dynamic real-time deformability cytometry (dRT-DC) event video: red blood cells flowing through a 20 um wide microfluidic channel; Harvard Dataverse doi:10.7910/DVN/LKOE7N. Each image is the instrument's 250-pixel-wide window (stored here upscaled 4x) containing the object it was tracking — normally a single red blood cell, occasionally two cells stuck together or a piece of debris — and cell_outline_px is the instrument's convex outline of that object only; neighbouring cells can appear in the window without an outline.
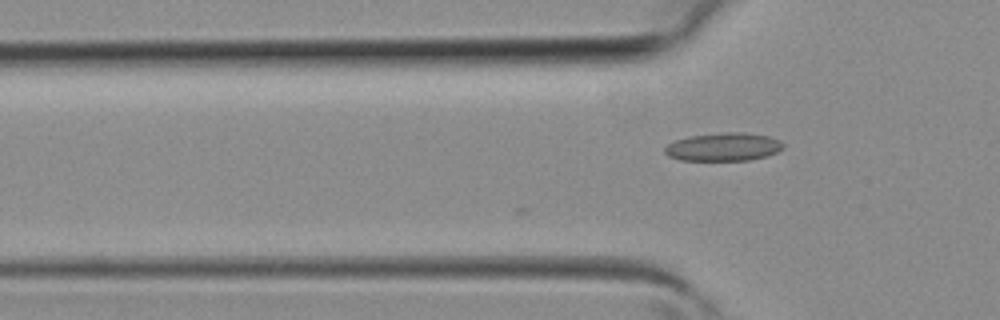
{"species": "common noctule bat (a hibernating species)", "species_latin": "Nyctalus noctula", "temperature_condition": "room temperature", "stored_images_in_passage": 4, "camera_frame_rate_fps": 3000, "um_per_image_px": 0.085, "animal": {"sex": "female", "body_mass_g": 19.3, "forearm_length_mm": 54.1}, "frame": {"image": 1, "passage_image": 4, "time_ms": 1.0, "image_size_px": [1000, 320], "cell_outline_px": [[784, 148], [768, 156], [748, 160], [680, 160], [668, 156], [664, 152], [664, 148], [668, 144], [676, 140], [692, 136], [728, 132], [740, 132], [768, 136], [780, 140], [784, 144]], "centroid_in_image_um": [61.51, 12.49], "position_along_channel_um": 64.3, "area_um2": 19.31}}